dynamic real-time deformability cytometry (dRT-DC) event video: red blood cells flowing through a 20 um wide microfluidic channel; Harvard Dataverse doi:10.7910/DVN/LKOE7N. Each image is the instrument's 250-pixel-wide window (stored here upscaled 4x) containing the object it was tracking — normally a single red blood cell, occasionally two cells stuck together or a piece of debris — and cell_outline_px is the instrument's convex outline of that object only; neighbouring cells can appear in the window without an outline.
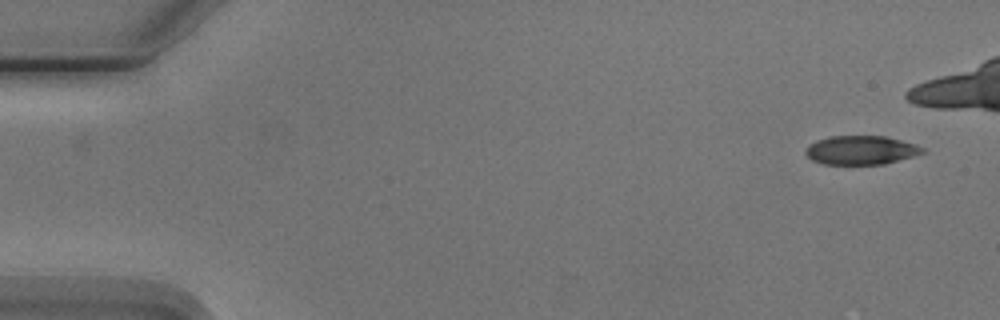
{"species": "Egyptian fruit bat (a non-hibernating species)", "species_latin": "Rousettus aegyptiacus", "temperature_condition": "cold", "stored_images_in_passage": 3, "camera_frame_rate_fps": 3000, "um_per_image_px": 0.085, "animal": {"sex": "male"}, "frame": {"image": 1, "passage_image": 3, "time_ms": 2.333, "image_size_px": [1000, 320], "cell_outline_px": [[924, 152], [912, 156], [884, 164], [824, 164], [812, 160], [804, 152], [808, 144], [816, 140], [832, 136], [884, 136], [900, 140], [924, 148]], "centroid_in_image_um": [73.12, 12.76], "position_along_channel_um": 11.9, "area_um2": 19.42}}